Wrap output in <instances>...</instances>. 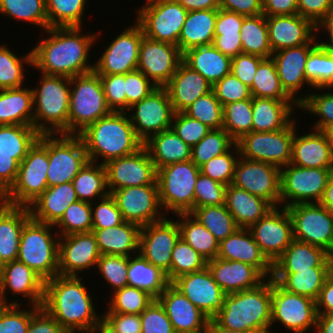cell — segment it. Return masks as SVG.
<instances>
[{"mask_svg": "<svg viewBox=\"0 0 333 333\" xmlns=\"http://www.w3.org/2000/svg\"><path fill=\"white\" fill-rule=\"evenodd\" d=\"M83 141L88 160L102 164L136 152L143 146L137 137L127 112H114L88 125L78 134ZM99 156V159H98Z\"/></svg>", "mask_w": 333, "mask_h": 333, "instance_id": "3", "label": "cell"}, {"mask_svg": "<svg viewBox=\"0 0 333 333\" xmlns=\"http://www.w3.org/2000/svg\"><path fill=\"white\" fill-rule=\"evenodd\" d=\"M136 13V22L144 36L177 46L188 14L180 3L176 0H146V4L138 8Z\"/></svg>", "mask_w": 333, "mask_h": 333, "instance_id": "10", "label": "cell"}, {"mask_svg": "<svg viewBox=\"0 0 333 333\" xmlns=\"http://www.w3.org/2000/svg\"><path fill=\"white\" fill-rule=\"evenodd\" d=\"M169 284L166 273L139 253L129 256L128 286L140 288L157 299Z\"/></svg>", "mask_w": 333, "mask_h": 333, "instance_id": "46", "label": "cell"}, {"mask_svg": "<svg viewBox=\"0 0 333 333\" xmlns=\"http://www.w3.org/2000/svg\"><path fill=\"white\" fill-rule=\"evenodd\" d=\"M20 305L0 304V333H27L31 316L40 307L32 306L24 310Z\"/></svg>", "mask_w": 333, "mask_h": 333, "instance_id": "67", "label": "cell"}, {"mask_svg": "<svg viewBox=\"0 0 333 333\" xmlns=\"http://www.w3.org/2000/svg\"><path fill=\"white\" fill-rule=\"evenodd\" d=\"M236 141L223 129H211L191 149V161L198 167L208 162L213 157L220 156L230 149Z\"/></svg>", "mask_w": 333, "mask_h": 333, "instance_id": "55", "label": "cell"}, {"mask_svg": "<svg viewBox=\"0 0 333 333\" xmlns=\"http://www.w3.org/2000/svg\"><path fill=\"white\" fill-rule=\"evenodd\" d=\"M52 227L55 226L40 223L31 218L22 229L17 257V261L26 264L45 282L59 275L58 238L60 236L56 231L53 234Z\"/></svg>", "mask_w": 333, "mask_h": 333, "instance_id": "6", "label": "cell"}, {"mask_svg": "<svg viewBox=\"0 0 333 333\" xmlns=\"http://www.w3.org/2000/svg\"><path fill=\"white\" fill-rule=\"evenodd\" d=\"M181 238L207 262L217 258L219 241L190 213L176 214Z\"/></svg>", "mask_w": 333, "mask_h": 333, "instance_id": "47", "label": "cell"}, {"mask_svg": "<svg viewBox=\"0 0 333 333\" xmlns=\"http://www.w3.org/2000/svg\"><path fill=\"white\" fill-rule=\"evenodd\" d=\"M129 257L120 255H101L97 261L103 279L111 285L113 292L128 286Z\"/></svg>", "mask_w": 333, "mask_h": 333, "instance_id": "64", "label": "cell"}, {"mask_svg": "<svg viewBox=\"0 0 333 333\" xmlns=\"http://www.w3.org/2000/svg\"><path fill=\"white\" fill-rule=\"evenodd\" d=\"M240 37L242 53L264 59L271 58L273 52L269 45L268 25L264 14L245 16L240 29Z\"/></svg>", "mask_w": 333, "mask_h": 333, "instance_id": "49", "label": "cell"}, {"mask_svg": "<svg viewBox=\"0 0 333 333\" xmlns=\"http://www.w3.org/2000/svg\"><path fill=\"white\" fill-rule=\"evenodd\" d=\"M8 289L13 295L26 297L29 307H42L45 281L26 264L17 260L5 263L0 281V304L19 305L17 301L7 300Z\"/></svg>", "mask_w": 333, "mask_h": 333, "instance_id": "26", "label": "cell"}, {"mask_svg": "<svg viewBox=\"0 0 333 333\" xmlns=\"http://www.w3.org/2000/svg\"><path fill=\"white\" fill-rule=\"evenodd\" d=\"M82 27H51L48 37L31 50L32 66L41 74L74 77L94 70L89 52L98 33L83 34ZM94 42V43H93Z\"/></svg>", "mask_w": 333, "mask_h": 333, "instance_id": "1", "label": "cell"}, {"mask_svg": "<svg viewBox=\"0 0 333 333\" xmlns=\"http://www.w3.org/2000/svg\"><path fill=\"white\" fill-rule=\"evenodd\" d=\"M171 128L191 148L211 130L199 120L189 117L184 112L174 114Z\"/></svg>", "mask_w": 333, "mask_h": 333, "instance_id": "70", "label": "cell"}, {"mask_svg": "<svg viewBox=\"0 0 333 333\" xmlns=\"http://www.w3.org/2000/svg\"><path fill=\"white\" fill-rule=\"evenodd\" d=\"M40 135L33 126L0 125V150L28 152Z\"/></svg>", "mask_w": 333, "mask_h": 333, "instance_id": "62", "label": "cell"}, {"mask_svg": "<svg viewBox=\"0 0 333 333\" xmlns=\"http://www.w3.org/2000/svg\"><path fill=\"white\" fill-rule=\"evenodd\" d=\"M60 228L59 236L73 233H83L92 231V209L91 203L77 200L66 210L61 219L54 225Z\"/></svg>", "mask_w": 333, "mask_h": 333, "instance_id": "59", "label": "cell"}, {"mask_svg": "<svg viewBox=\"0 0 333 333\" xmlns=\"http://www.w3.org/2000/svg\"><path fill=\"white\" fill-rule=\"evenodd\" d=\"M72 184L78 199L83 202L92 203V200H100L110 194L105 167L99 161L98 164L88 161L73 179Z\"/></svg>", "mask_w": 333, "mask_h": 333, "instance_id": "48", "label": "cell"}, {"mask_svg": "<svg viewBox=\"0 0 333 333\" xmlns=\"http://www.w3.org/2000/svg\"><path fill=\"white\" fill-rule=\"evenodd\" d=\"M329 252L308 243L293 240L283 254L273 263L272 273H296L311 267H329Z\"/></svg>", "mask_w": 333, "mask_h": 333, "instance_id": "37", "label": "cell"}, {"mask_svg": "<svg viewBox=\"0 0 333 333\" xmlns=\"http://www.w3.org/2000/svg\"><path fill=\"white\" fill-rule=\"evenodd\" d=\"M157 300L164 307L175 333H206L210 319L171 283Z\"/></svg>", "mask_w": 333, "mask_h": 333, "instance_id": "28", "label": "cell"}, {"mask_svg": "<svg viewBox=\"0 0 333 333\" xmlns=\"http://www.w3.org/2000/svg\"><path fill=\"white\" fill-rule=\"evenodd\" d=\"M102 317L120 333H141L140 314L104 313Z\"/></svg>", "mask_w": 333, "mask_h": 333, "instance_id": "77", "label": "cell"}, {"mask_svg": "<svg viewBox=\"0 0 333 333\" xmlns=\"http://www.w3.org/2000/svg\"><path fill=\"white\" fill-rule=\"evenodd\" d=\"M78 199L72 182L48 187L28 208L34 221L55 225Z\"/></svg>", "mask_w": 333, "mask_h": 333, "instance_id": "34", "label": "cell"}, {"mask_svg": "<svg viewBox=\"0 0 333 333\" xmlns=\"http://www.w3.org/2000/svg\"><path fill=\"white\" fill-rule=\"evenodd\" d=\"M156 86L138 69L125 74L126 112L133 104L148 96Z\"/></svg>", "mask_w": 333, "mask_h": 333, "instance_id": "73", "label": "cell"}, {"mask_svg": "<svg viewBox=\"0 0 333 333\" xmlns=\"http://www.w3.org/2000/svg\"><path fill=\"white\" fill-rule=\"evenodd\" d=\"M217 257L241 261L255 267L266 279L272 277L273 264L262 253L248 228H238L222 240Z\"/></svg>", "mask_w": 333, "mask_h": 333, "instance_id": "30", "label": "cell"}, {"mask_svg": "<svg viewBox=\"0 0 333 333\" xmlns=\"http://www.w3.org/2000/svg\"><path fill=\"white\" fill-rule=\"evenodd\" d=\"M212 90L222 106L236 101L251 99L250 88L243 84L231 72L216 82Z\"/></svg>", "mask_w": 333, "mask_h": 333, "instance_id": "68", "label": "cell"}, {"mask_svg": "<svg viewBox=\"0 0 333 333\" xmlns=\"http://www.w3.org/2000/svg\"><path fill=\"white\" fill-rule=\"evenodd\" d=\"M291 164L303 168H333V148L326 134L312 129L311 133L298 136L295 131Z\"/></svg>", "mask_w": 333, "mask_h": 333, "instance_id": "33", "label": "cell"}, {"mask_svg": "<svg viewBox=\"0 0 333 333\" xmlns=\"http://www.w3.org/2000/svg\"><path fill=\"white\" fill-rule=\"evenodd\" d=\"M271 306L272 279L267 278L257 287L227 294L222 309L213 319L229 330L272 333Z\"/></svg>", "mask_w": 333, "mask_h": 333, "instance_id": "4", "label": "cell"}, {"mask_svg": "<svg viewBox=\"0 0 333 333\" xmlns=\"http://www.w3.org/2000/svg\"><path fill=\"white\" fill-rule=\"evenodd\" d=\"M217 9L189 11L178 39V48L187 50L211 45L215 35Z\"/></svg>", "mask_w": 333, "mask_h": 333, "instance_id": "41", "label": "cell"}, {"mask_svg": "<svg viewBox=\"0 0 333 333\" xmlns=\"http://www.w3.org/2000/svg\"><path fill=\"white\" fill-rule=\"evenodd\" d=\"M281 168L267 162L239 156L232 185L267 201L272 207L280 205Z\"/></svg>", "mask_w": 333, "mask_h": 333, "instance_id": "17", "label": "cell"}, {"mask_svg": "<svg viewBox=\"0 0 333 333\" xmlns=\"http://www.w3.org/2000/svg\"><path fill=\"white\" fill-rule=\"evenodd\" d=\"M245 16L236 12L217 9L215 35L212 45L230 58L242 53L240 29Z\"/></svg>", "mask_w": 333, "mask_h": 333, "instance_id": "45", "label": "cell"}, {"mask_svg": "<svg viewBox=\"0 0 333 333\" xmlns=\"http://www.w3.org/2000/svg\"><path fill=\"white\" fill-rule=\"evenodd\" d=\"M298 14L316 26L333 10V0H297Z\"/></svg>", "mask_w": 333, "mask_h": 333, "instance_id": "76", "label": "cell"}, {"mask_svg": "<svg viewBox=\"0 0 333 333\" xmlns=\"http://www.w3.org/2000/svg\"><path fill=\"white\" fill-rule=\"evenodd\" d=\"M190 214L208 229L219 243L239 228L225 204L194 208Z\"/></svg>", "mask_w": 333, "mask_h": 333, "instance_id": "51", "label": "cell"}, {"mask_svg": "<svg viewBox=\"0 0 333 333\" xmlns=\"http://www.w3.org/2000/svg\"><path fill=\"white\" fill-rule=\"evenodd\" d=\"M34 104L32 89L0 90V125L33 126Z\"/></svg>", "mask_w": 333, "mask_h": 333, "instance_id": "43", "label": "cell"}, {"mask_svg": "<svg viewBox=\"0 0 333 333\" xmlns=\"http://www.w3.org/2000/svg\"><path fill=\"white\" fill-rule=\"evenodd\" d=\"M40 86L32 89L33 127L40 134H68L70 78L41 74Z\"/></svg>", "mask_w": 333, "mask_h": 333, "instance_id": "5", "label": "cell"}, {"mask_svg": "<svg viewBox=\"0 0 333 333\" xmlns=\"http://www.w3.org/2000/svg\"><path fill=\"white\" fill-rule=\"evenodd\" d=\"M178 46L143 36L137 69L156 86L164 87L182 62Z\"/></svg>", "mask_w": 333, "mask_h": 333, "instance_id": "23", "label": "cell"}, {"mask_svg": "<svg viewBox=\"0 0 333 333\" xmlns=\"http://www.w3.org/2000/svg\"><path fill=\"white\" fill-rule=\"evenodd\" d=\"M111 112L100 77L94 70L70 78L68 134L78 135Z\"/></svg>", "mask_w": 333, "mask_h": 333, "instance_id": "8", "label": "cell"}, {"mask_svg": "<svg viewBox=\"0 0 333 333\" xmlns=\"http://www.w3.org/2000/svg\"><path fill=\"white\" fill-rule=\"evenodd\" d=\"M141 333H175L164 307L155 299L141 314Z\"/></svg>", "mask_w": 333, "mask_h": 333, "instance_id": "72", "label": "cell"}, {"mask_svg": "<svg viewBox=\"0 0 333 333\" xmlns=\"http://www.w3.org/2000/svg\"><path fill=\"white\" fill-rule=\"evenodd\" d=\"M316 301L283 289L272 280L271 326L281 323L294 333H306L317 322Z\"/></svg>", "mask_w": 333, "mask_h": 333, "instance_id": "15", "label": "cell"}, {"mask_svg": "<svg viewBox=\"0 0 333 333\" xmlns=\"http://www.w3.org/2000/svg\"><path fill=\"white\" fill-rule=\"evenodd\" d=\"M328 277L329 267H311V270H296V273H272L271 279L288 292L316 301Z\"/></svg>", "mask_w": 333, "mask_h": 333, "instance_id": "44", "label": "cell"}, {"mask_svg": "<svg viewBox=\"0 0 333 333\" xmlns=\"http://www.w3.org/2000/svg\"><path fill=\"white\" fill-rule=\"evenodd\" d=\"M219 6L244 16L263 14L262 0H219Z\"/></svg>", "mask_w": 333, "mask_h": 333, "instance_id": "79", "label": "cell"}, {"mask_svg": "<svg viewBox=\"0 0 333 333\" xmlns=\"http://www.w3.org/2000/svg\"><path fill=\"white\" fill-rule=\"evenodd\" d=\"M80 276L56 275L45 282L42 307L67 333H88L98 317L90 292Z\"/></svg>", "mask_w": 333, "mask_h": 333, "instance_id": "2", "label": "cell"}, {"mask_svg": "<svg viewBox=\"0 0 333 333\" xmlns=\"http://www.w3.org/2000/svg\"><path fill=\"white\" fill-rule=\"evenodd\" d=\"M91 209L92 229L112 228L124 222L121 211L111 194L101 198L100 203L98 202L96 206L92 202Z\"/></svg>", "mask_w": 333, "mask_h": 333, "instance_id": "69", "label": "cell"}, {"mask_svg": "<svg viewBox=\"0 0 333 333\" xmlns=\"http://www.w3.org/2000/svg\"><path fill=\"white\" fill-rule=\"evenodd\" d=\"M252 98L231 102L223 106V129L238 141L252 132Z\"/></svg>", "mask_w": 333, "mask_h": 333, "instance_id": "57", "label": "cell"}, {"mask_svg": "<svg viewBox=\"0 0 333 333\" xmlns=\"http://www.w3.org/2000/svg\"><path fill=\"white\" fill-rule=\"evenodd\" d=\"M225 205L239 228H249L273 208L264 199L232 184L226 187Z\"/></svg>", "mask_w": 333, "mask_h": 333, "instance_id": "40", "label": "cell"}, {"mask_svg": "<svg viewBox=\"0 0 333 333\" xmlns=\"http://www.w3.org/2000/svg\"><path fill=\"white\" fill-rule=\"evenodd\" d=\"M101 256L95 234L73 233L59 238L58 270L62 276H77L96 267Z\"/></svg>", "mask_w": 333, "mask_h": 333, "instance_id": "25", "label": "cell"}, {"mask_svg": "<svg viewBox=\"0 0 333 333\" xmlns=\"http://www.w3.org/2000/svg\"><path fill=\"white\" fill-rule=\"evenodd\" d=\"M200 168L191 160L157 169V184L163 212L190 213L194 209L195 183ZM168 210V211H167Z\"/></svg>", "mask_w": 333, "mask_h": 333, "instance_id": "9", "label": "cell"}, {"mask_svg": "<svg viewBox=\"0 0 333 333\" xmlns=\"http://www.w3.org/2000/svg\"><path fill=\"white\" fill-rule=\"evenodd\" d=\"M293 120L286 128L272 132L244 134L236 144L240 156L245 159L271 163L279 168L287 166L292 159V141L296 129Z\"/></svg>", "mask_w": 333, "mask_h": 333, "instance_id": "12", "label": "cell"}, {"mask_svg": "<svg viewBox=\"0 0 333 333\" xmlns=\"http://www.w3.org/2000/svg\"><path fill=\"white\" fill-rule=\"evenodd\" d=\"M130 110L132 114L128 116L131 124L143 143L151 136L171 129L175 112L165 87H157L140 102L129 107Z\"/></svg>", "mask_w": 333, "mask_h": 333, "instance_id": "16", "label": "cell"}, {"mask_svg": "<svg viewBox=\"0 0 333 333\" xmlns=\"http://www.w3.org/2000/svg\"><path fill=\"white\" fill-rule=\"evenodd\" d=\"M109 193L132 186L157 184V170L143 145L136 152L104 164Z\"/></svg>", "mask_w": 333, "mask_h": 333, "instance_id": "21", "label": "cell"}, {"mask_svg": "<svg viewBox=\"0 0 333 333\" xmlns=\"http://www.w3.org/2000/svg\"><path fill=\"white\" fill-rule=\"evenodd\" d=\"M154 163L155 169L191 160V147L171 128L151 136L143 144Z\"/></svg>", "mask_w": 333, "mask_h": 333, "instance_id": "42", "label": "cell"}, {"mask_svg": "<svg viewBox=\"0 0 333 333\" xmlns=\"http://www.w3.org/2000/svg\"><path fill=\"white\" fill-rule=\"evenodd\" d=\"M28 152H3L0 150V198L15 183L19 164Z\"/></svg>", "mask_w": 333, "mask_h": 333, "instance_id": "74", "label": "cell"}, {"mask_svg": "<svg viewBox=\"0 0 333 333\" xmlns=\"http://www.w3.org/2000/svg\"><path fill=\"white\" fill-rule=\"evenodd\" d=\"M265 16L298 14L297 0H262Z\"/></svg>", "mask_w": 333, "mask_h": 333, "instance_id": "80", "label": "cell"}, {"mask_svg": "<svg viewBox=\"0 0 333 333\" xmlns=\"http://www.w3.org/2000/svg\"><path fill=\"white\" fill-rule=\"evenodd\" d=\"M107 106L114 112H126L125 74L99 75Z\"/></svg>", "mask_w": 333, "mask_h": 333, "instance_id": "71", "label": "cell"}, {"mask_svg": "<svg viewBox=\"0 0 333 333\" xmlns=\"http://www.w3.org/2000/svg\"><path fill=\"white\" fill-rule=\"evenodd\" d=\"M48 134H41L20 162L15 183L0 198L12 206L29 207L47 188Z\"/></svg>", "mask_w": 333, "mask_h": 333, "instance_id": "7", "label": "cell"}, {"mask_svg": "<svg viewBox=\"0 0 333 333\" xmlns=\"http://www.w3.org/2000/svg\"><path fill=\"white\" fill-rule=\"evenodd\" d=\"M88 0H46L48 28L83 27Z\"/></svg>", "mask_w": 333, "mask_h": 333, "instance_id": "54", "label": "cell"}, {"mask_svg": "<svg viewBox=\"0 0 333 333\" xmlns=\"http://www.w3.org/2000/svg\"><path fill=\"white\" fill-rule=\"evenodd\" d=\"M293 223V238L333 252V215L320 203L287 207Z\"/></svg>", "mask_w": 333, "mask_h": 333, "instance_id": "14", "label": "cell"}, {"mask_svg": "<svg viewBox=\"0 0 333 333\" xmlns=\"http://www.w3.org/2000/svg\"><path fill=\"white\" fill-rule=\"evenodd\" d=\"M207 261L183 238H179L171 255L170 283L177 277L203 270Z\"/></svg>", "mask_w": 333, "mask_h": 333, "instance_id": "60", "label": "cell"}, {"mask_svg": "<svg viewBox=\"0 0 333 333\" xmlns=\"http://www.w3.org/2000/svg\"><path fill=\"white\" fill-rule=\"evenodd\" d=\"M181 237L177 221L163 218L141 227L139 235V254L149 263L166 273L170 282L171 255Z\"/></svg>", "mask_w": 333, "mask_h": 333, "instance_id": "20", "label": "cell"}, {"mask_svg": "<svg viewBox=\"0 0 333 333\" xmlns=\"http://www.w3.org/2000/svg\"><path fill=\"white\" fill-rule=\"evenodd\" d=\"M226 185L199 173L194 190V208L225 204Z\"/></svg>", "mask_w": 333, "mask_h": 333, "instance_id": "66", "label": "cell"}, {"mask_svg": "<svg viewBox=\"0 0 333 333\" xmlns=\"http://www.w3.org/2000/svg\"><path fill=\"white\" fill-rule=\"evenodd\" d=\"M263 60L264 58L256 55L238 54L232 58L231 73L250 88L257 68Z\"/></svg>", "mask_w": 333, "mask_h": 333, "instance_id": "75", "label": "cell"}, {"mask_svg": "<svg viewBox=\"0 0 333 333\" xmlns=\"http://www.w3.org/2000/svg\"><path fill=\"white\" fill-rule=\"evenodd\" d=\"M110 194L126 222L143 227L165 218L160 204L158 184L125 187Z\"/></svg>", "mask_w": 333, "mask_h": 333, "instance_id": "18", "label": "cell"}, {"mask_svg": "<svg viewBox=\"0 0 333 333\" xmlns=\"http://www.w3.org/2000/svg\"><path fill=\"white\" fill-rule=\"evenodd\" d=\"M175 113L184 112L196 99L212 91L213 85L183 61L164 86Z\"/></svg>", "mask_w": 333, "mask_h": 333, "instance_id": "32", "label": "cell"}, {"mask_svg": "<svg viewBox=\"0 0 333 333\" xmlns=\"http://www.w3.org/2000/svg\"><path fill=\"white\" fill-rule=\"evenodd\" d=\"M182 61L214 85L231 72L232 58L212 44L191 48L183 53Z\"/></svg>", "mask_w": 333, "mask_h": 333, "instance_id": "39", "label": "cell"}, {"mask_svg": "<svg viewBox=\"0 0 333 333\" xmlns=\"http://www.w3.org/2000/svg\"><path fill=\"white\" fill-rule=\"evenodd\" d=\"M27 333H67L60 324L40 307L30 319Z\"/></svg>", "mask_w": 333, "mask_h": 333, "instance_id": "78", "label": "cell"}, {"mask_svg": "<svg viewBox=\"0 0 333 333\" xmlns=\"http://www.w3.org/2000/svg\"><path fill=\"white\" fill-rule=\"evenodd\" d=\"M272 52L304 44H318L317 26L299 14L266 16ZM316 33V34H315Z\"/></svg>", "mask_w": 333, "mask_h": 333, "instance_id": "27", "label": "cell"}, {"mask_svg": "<svg viewBox=\"0 0 333 333\" xmlns=\"http://www.w3.org/2000/svg\"><path fill=\"white\" fill-rule=\"evenodd\" d=\"M141 227L124 221L122 224L105 229H92L101 255L129 257L138 254ZM132 252V253H131Z\"/></svg>", "mask_w": 333, "mask_h": 333, "instance_id": "38", "label": "cell"}, {"mask_svg": "<svg viewBox=\"0 0 333 333\" xmlns=\"http://www.w3.org/2000/svg\"><path fill=\"white\" fill-rule=\"evenodd\" d=\"M331 89V91H330ZM333 88L329 92L308 93L299 98V108L320 117L314 123L313 129L323 131L328 125L333 124Z\"/></svg>", "mask_w": 333, "mask_h": 333, "instance_id": "63", "label": "cell"}, {"mask_svg": "<svg viewBox=\"0 0 333 333\" xmlns=\"http://www.w3.org/2000/svg\"><path fill=\"white\" fill-rule=\"evenodd\" d=\"M252 97L294 101L282 88L275 62L264 59L258 66L250 87Z\"/></svg>", "mask_w": 333, "mask_h": 333, "instance_id": "52", "label": "cell"}, {"mask_svg": "<svg viewBox=\"0 0 333 333\" xmlns=\"http://www.w3.org/2000/svg\"><path fill=\"white\" fill-rule=\"evenodd\" d=\"M207 267L226 294L257 287L266 279L255 267L241 261L217 257L208 261Z\"/></svg>", "mask_w": 333, "mask_h": 333, "instance_id": "31", "label": "cell"}, {"mask_svg": "<svg viewBox=\"0 0 333 333\" xmlns=\"http://www.w3.org/2000/svg\"><path fill=\"white\" fill-rule=\"evenodd\" d=\"M297 107L299 109L295 101L252 97V131L272 132L286 128L294 120L291 116Z\"/></svg>", "mask_w": 333, "mask_h": 333, "instance_id": "36", "label": "cell"}, {"mask_svg": "<svg viewBox=\"0 0 333 333\" xmlns=\"http://www.w3.org/2000/svg\"><path fill=\"white\" fill-rule=\"evenodd\" d=\"M143 36L142 28L137 22L125 28L105 48L94 64V71L98 75H113L136 70Z\"/></svg>", "mask_w": 333, "mask_h": 333, "instance_id": "22", "label": "cell"}, {"mask_svg": "<svg viewBox=\"0 0 333 333\" xmlns=\"http://www.w3.org/2000/svg\"><path fill=\"white\" fill-rule=\"evenodd\" d=\"M7 47L0 45V90L24 86V64L32 67V51L18 57Z\"/></svg>", "mask_w": 333, "mask_h": 333, "instance_id": "56", "label": "cell"}, {"mask_svg": "<svg viewBox=\"0 0 333 333\" xmlns=\"http://www.w3.org/2000/svg\"><path fill=\"white\" fill-rule=\"evenodd\" d=\"M0 14L48 29L46 0H0Z\"/></svg>", "mask_w": 333, "mask_h": 333, "instance_id": "53", "label": "cell"}, {"mask_svg": "<svg viewBox=\"0 0 333 333\" xmlns=\"http://www.w3.org/2000/svg\"><path fill=\"white\" fill-rule=\"evenodd\" d=\"M31 219L28 207L12 206L0 200V260L16 261L24 225Z\"/></svg>", "mask_w": 333, "mask_h": 333, "instance_id": "35", "label": "cell"}, {"mask_svg": "<svg viewBox=\"0 0 333 333\" xmlns=\"http://www.w3.org/2000/svg\"><path fill=\"white\" fill-rule=\"evenodd\" d=\"M333 168H303L289 163L281 168L280 206L319 203Z\"/></svg>", "mask_w": 333, "mask_h": 333, "instance_id": "11", "label": "cell"}, {"mask_svg": "<svg viewBox=\"0 0 333 333\" xmlns=\"http://www.w3.org/2000/svg\"><path fill=\"white\" fill-rule=\"evenodd\" d=\"M105 313L141 314L155 298L140 288L125 286L113 292Z\"/></svg>", "mask_w": 333, "mask_h": 333, "instance_id": "58", "label": "cell"}, {"mask_svg": "<svg viewBox=\"0 0 333 333\" xmlns=\"http://www.w3.org/2000/svg\"><path fill=\"white\" fill-rule=\"evenodd\" d=\"M305 75L311 88H333V51L318 43L309 53Z\"/></svg>", "mask_w": 333, "mask_h": 333, "instance_id": "50", "label": "cell"}, {"mask_svg": "<svg viewBox=\"0 0 333 333\" xmlns=\"http://www.w3.org/2000/svg\"><path fill=\"white\" fill-rule=\"evenodd\" d=\"M233 149L237 155L230 149L220 156L213 157L208 162L199 167L200 173L226 186L230 185L233 180L235 165L240 156L237 144L233 146ZM234 154L237 157H235Z\"/></svg>", "mask_w": 333, "mask_h": 333, "instance_id": "65", "label": "cell"}, {"mask_svg": "<svg viewBox=\"0 0 333 333\" xmlns=\"http://www.w3.org/2000/svg\"><path fill=\"white\" fill-rule=\"evenodd\" d=\"M184 113L210 129L223 128V106L213 90L196 99Z\"/></svg>", "mask_w": 333, "mask_h": 333, "instance_id": "61", "label": "cell"}, {"mask_svg": "<svg viewBox=\"0 0 333 333\" xmlns=\"http://www.w3.org/2000/svg\"><path fill=\"white\" fill-rule=\"evenodd\" d=\"M48 187L72 182L89 161L79 135L48 134Z\"/></svg>", "mask_w": 333, "mask_h": 333, "instance_id": "13", "label": "cell"}, {"mask_svg": "<svg viewBox=\"0 0 333 333\" xmlns=\"http://www.w3.org/2000/svg\"><path fill=\"white\" fill-rule=\"evenodd\" d=\"M281 207H273L248 228L262 253L272 264L294 240L291 216L286 207Z\"/></svg>", "mask_w": 333, "mask_h": 333, "instance_id": "19", "label": "cell"}, {"mask_svg": "<svg viewBox=\"0 0 333 333\" xmlns=\"http://www.w3.org/2000/svg\"><path fill=\"white\" fill-rule=\"evenodd\" d=\"M316 45L304 44L299 47L284 48L274 52L271 56L275 62L282 88L298 105L300 97H297L296 94L306 84L310 87L305 75V66L310 51Z\"/></svg>", "mask_w": 333, "mask_h": 333, "instance_id": "29", "label": "cell"}, {"mask_svg": "<svg viewBox=\"0 0 333 333\" xmlns=\"http://www.w3.org/2000/svg\"><path fill=\"white\" fill-rule=\"evenodd\" d=\"M171 284L209 319L222 309L227 295L214 281L207 266L201 271L181 275Z\"/></svg>", "mask_w": 333, "mask_h": 333, "instance_id": "24", "label": "cell"}]
</instances>
